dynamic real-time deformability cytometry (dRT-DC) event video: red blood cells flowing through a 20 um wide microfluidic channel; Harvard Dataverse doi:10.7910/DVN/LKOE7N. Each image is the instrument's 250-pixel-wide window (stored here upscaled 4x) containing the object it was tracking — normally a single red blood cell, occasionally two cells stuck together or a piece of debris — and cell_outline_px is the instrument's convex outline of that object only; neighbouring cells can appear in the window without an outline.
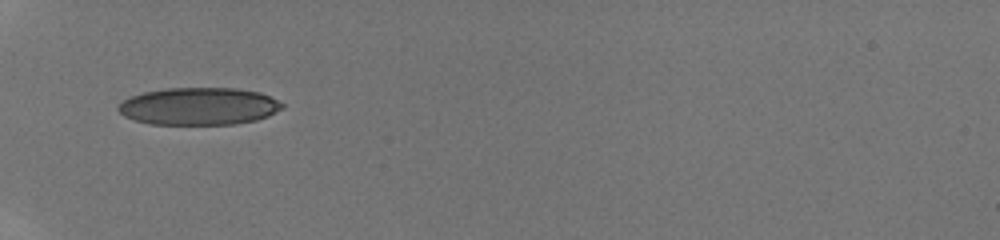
{"species": "human", "species_latin": "Homo sapiens", "temperature_condition": "room temperature", "stored_images_in_passage": 21, "camera_frame_rate_fps": 3000, "um_per_image_px": 0.085, "donor": {"sex": "male"}, "frame": {"image": 1, "passage_image": 1, "time_ms": 0.0, "image_size_px": [1000, 240], "cell_outline_px": [[284, 108], [268, 116], [256, 120], [236, 124], [148, 124], [124, 116], [116, 108], [124, 100], [132, 96], [144, 92], [164, 88], [236, 88], [260, 92], [284, 104]], "centroid_in_image_um": [16.92, 9.03], "position_along_channel_um": 68.1, "area_um2": 35.72}}
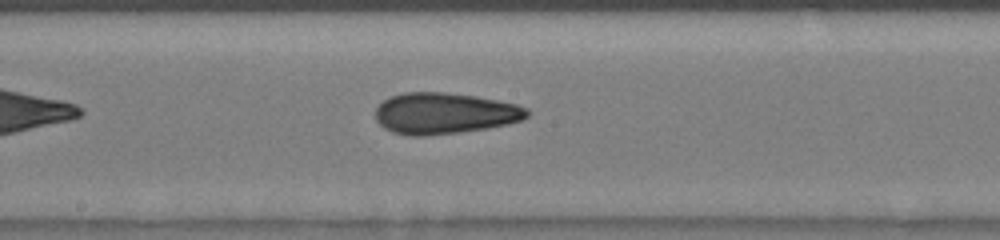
{"frame": {"image": 2, "passage_image": 11, "time_ms": 3.667, "image_size_px": [1000, 240], "cell_outline_px": [[532, 112], [528, 116], [520, 120], [508, 124], [488, 128], [460, 132], [424, 136], [412, 136], [392, 132], [384, 128], [376, 120], [376, 108], [384, 100], [392, 96], [404, 92], [444, 92], [476, 96], [516, 104], [528, 108]], "centroid_in_image_um": [37.8, 9.63], "position_along_channel_um": 210.4, "area_um2": 36.47}}
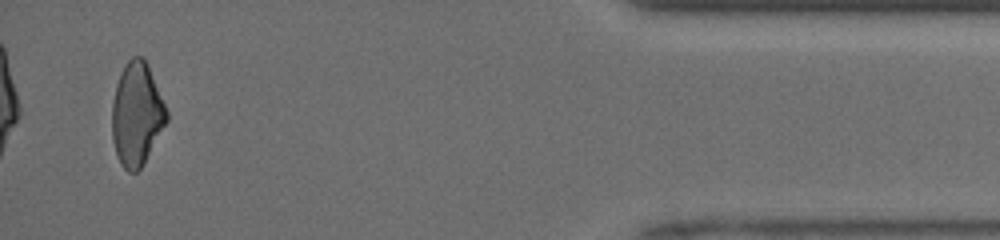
{"frame": {"image": 3, "passage_image": 21, "time_ms": 10.0, "image_size_px": [1000, 240], "cell_outline_px": [[168, 120], [140, 168], [136, 172], [128, 172], [120, 164], [112, 140], [112, 104], [116, 84], [124, 64], [132, 56], [140, 56], [144, 60], [148, 68], [168, 112]], "centroid_in_image_um": [11.59, 9.72], "position_along_channel_um": 423.6, "area_um2": 32.25}, "authors_computed_cell_mechanics": {"area_um2": 35.7782, "velocity_mm_per_s": 4.1755, "shape_relaxation_time_tau1_ms": null, "shape_relaxation_time_tau2_ms": 2.1, "deformation_change_tau1": null, "deformation_change_tau2": 0.0979}}